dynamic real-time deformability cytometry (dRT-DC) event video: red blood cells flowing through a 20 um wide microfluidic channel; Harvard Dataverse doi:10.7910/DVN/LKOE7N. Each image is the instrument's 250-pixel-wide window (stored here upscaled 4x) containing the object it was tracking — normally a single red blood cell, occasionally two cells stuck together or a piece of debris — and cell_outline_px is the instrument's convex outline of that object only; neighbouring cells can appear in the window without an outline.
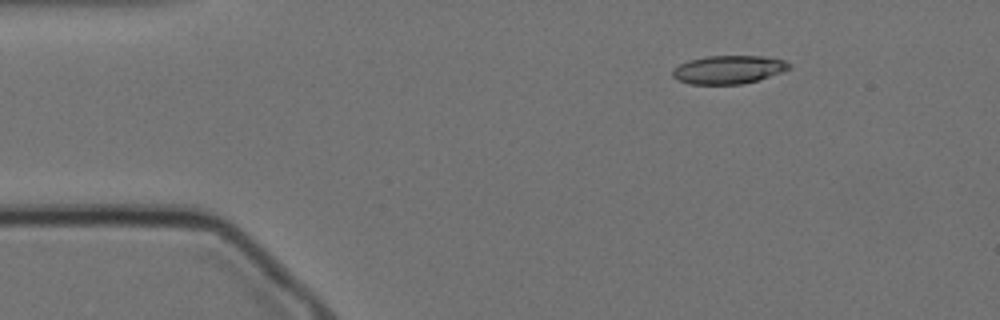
{"species": "Egyptian fruit bat (a non-hibernating species)", "species_latin": "Rousettus aegyptiacus", "temperature_condition": "cold", "stored_images_in_passage": 52, "camera_frame_rate_fps": 3000, "um_per_image_px": 0.085, "animal": {"sex": "female"}, "frame": {"image": 1, "passage_image": 2, "time_ms": 0.333, "image_size_px": [1000, 320], "cell_outline_px": [[792, 68], [756, 80], [740, 84], [688, 84], [676, 80], [672, 76], [672, 68], [688, 60], [708, 56], [760, 56], [784, 60], [792, 64]], "centroid_in_image_um": [61.87, 5.91], "position_along_channel_um": 23.1, "area_um2": 19.19}}
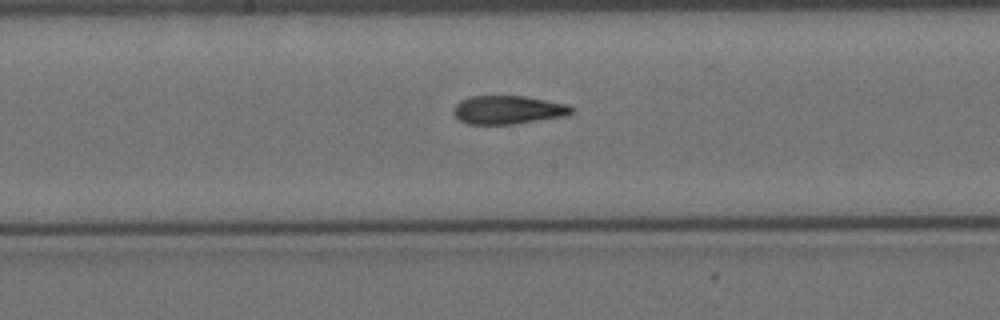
{"frame": {"image": 2, "passage_image": 23, "time_ms": 7.333, "image_size_px": [1000, 320], "cell_outline_px": [[576, 108], [568, 116], [512, 124], [468, 124], [460, 120], [452, 112], [452, 108], [460, 100], [472, 96], [524, 96], [568, 104]], "centroid_in_image_um": [43.2, 9.34], "position_along_channel_um": 205.0, "area_um2": 19.71}}
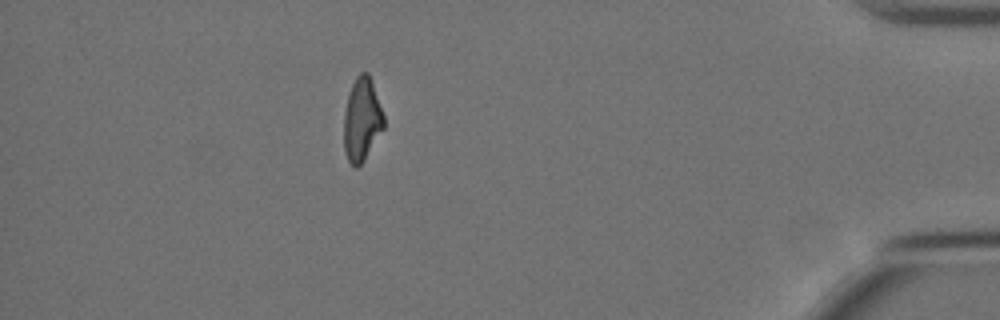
{"frame": {"image": 3, "passage_image": 45, "time_ms": 14.667, "image_size_px": [1000, 320], "cell_outline_px": [[384, 128], [364, 160], [356, 168], [348, 160], [344, 148], [344, 112], [348, 92], [356, 76], [360, 72], [368, 72], [384, 116]], "centroid_in_image_um": [30.75, 10.15], "position_along_channel_um": 404.5, "area_um2": 19.25}, "authors_computed_cell_mechanics": {"area_um2": 19.8832, "velocity_mm_per_s": 3.455, "shape_relaxation_time_tau1_ms": 6.4657, "shape_relaxation_time_tau2_ms": 3.6145, "deformation_change_tau1": 0.1881, "deformation_change_tau2": 0.0997}}